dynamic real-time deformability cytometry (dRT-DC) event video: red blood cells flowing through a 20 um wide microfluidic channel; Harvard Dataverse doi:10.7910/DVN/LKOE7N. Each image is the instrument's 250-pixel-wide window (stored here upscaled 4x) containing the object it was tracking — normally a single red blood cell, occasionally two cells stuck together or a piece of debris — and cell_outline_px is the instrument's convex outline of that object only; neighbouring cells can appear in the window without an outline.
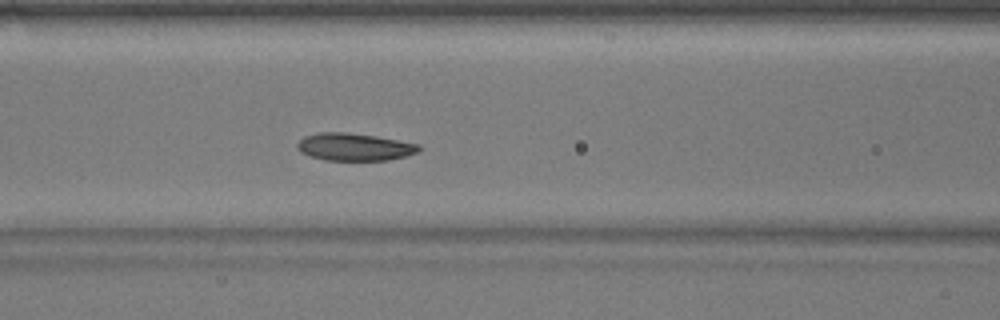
{"species": "common noctule bat (a hibernating species)", "species_latin": "Nyctalus noctula", "temperature_condition": "warm", "stored_images_in_passage": 54, "camera_frame_rate_fps": 3000, "um_per_image_px": 0.085, "animal": {"sex": "male", "body_mass_g": 17.9}, "frame": {"image": 1, "passage_image": 22, "time_ms": 7.0, "image_size_px": [1000, 320], "cell_outline_px": [[420, 148], [416, 152], [404, 156], [388, 160], [324, 160], [300, 152], [296, 148], [296, 144], [304, 136], [320, 132], [344, 132], [376, 136], [420, 144]], "centroid_in_image_um": [30.09, 12.48], "position_along_channel_um": 136.5, "area_um2": 19.36}}
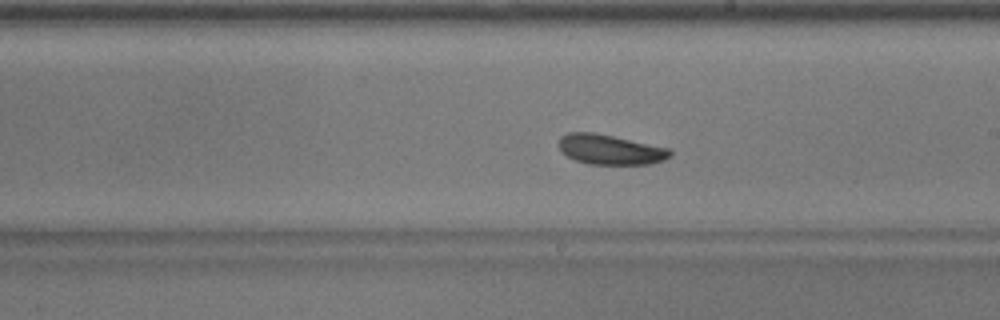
{"frame": {"image": 2, "passage_image": 30, "time_ms": 9.667, "image_size_px": [1000, 320], "cell_outline_px": [[672, 156], [664, 160], [652, 164], [588, 164], [576, 160], [568, 156], [556, 144], [560, 136], [568, 132], [592, 132], [672, 148]], "centroid_in_image_um": [51.89, 12.71], "position_along_channel_um": 237.1, "area_um2": 19.59}}
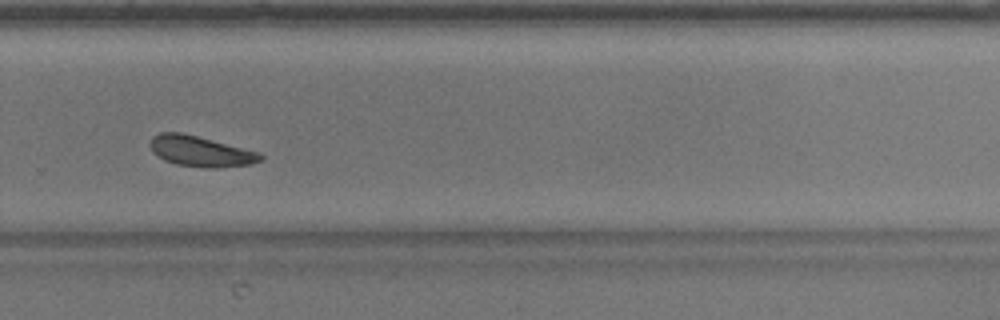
{"frame": {"image": 3, "passage_image": 36, "time_ms": 11.667, "image_size_px": [1000, 320], "cell_outline_px": [[264, 160], [252, 164], [216, 168], [208, 168], [176, 164], [164, 160], [156, 156], [152, 152], [148, 144], [152, 136], [160, 132], [180, 132], [260, 152], [264, 156]], "centroid_in_image_um": [17.03, 12.86], "position_along_channel_um": 312.8, "area_um2": 19.83}, "authors_computed_cell_mechanics": {"area_um2": 19.9988, "velocity_mm_per_s": 3.7886, "shape_relaxation_time_tau1_ms": 2.0713, "shape_relaxation_time_tau2_ms": 7.4163, "deformation_change_tau1": 0.0677, "deformation_change_tau2": 0.1304}}